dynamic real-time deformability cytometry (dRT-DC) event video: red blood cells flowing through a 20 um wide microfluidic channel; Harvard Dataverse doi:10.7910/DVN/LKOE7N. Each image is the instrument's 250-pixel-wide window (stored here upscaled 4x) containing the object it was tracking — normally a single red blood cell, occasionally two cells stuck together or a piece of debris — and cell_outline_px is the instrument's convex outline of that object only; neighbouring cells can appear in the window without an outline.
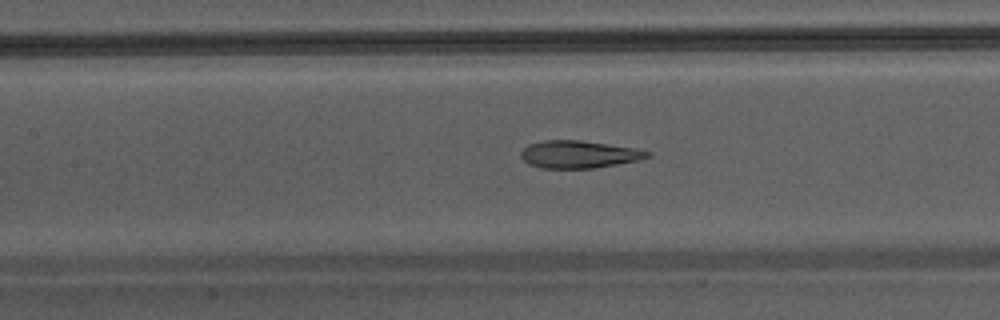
{"species": "Egyptian fruit bat (a non-hibernating species)", "species_latin": "Rousettus aegyptiacus", "temperature_condition": "warm", "stored_images_in_passage": 35, "camera_frame_rate_fps": 3000, "um_per_image_px": 0.085, "animal": {"sex": "male"}, "frame": {"image": 1, "passage_image": 11, "time_ms": 3.333, "image_size_px": [1000, 320], "cell_outline_px": [[652, 156], [640, 160], [592, 168], [540, 168], [528, 164], [520, 156], [520, 152], [528, 144], [544, 140], [580, 140], [608, 144], [632, 148], [652, 152]], "centroid_in_image_um": [49.18, 13.12], "position_along_channel_um": 158.2, "area_um2": 20.23}}
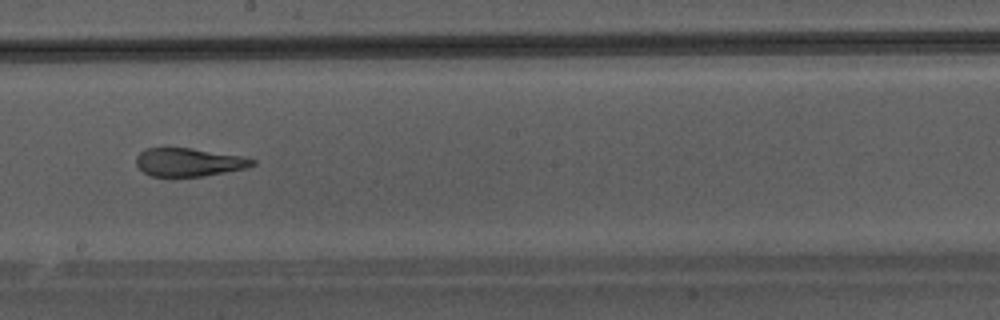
{"frame": {"image": 2, "passage_image": 16, "time_ms": 5.0, "image_size_px": [1000, 320], "cell_outline_px": [[256, 164], [244, 168], [204, 176], [152, 176], [144, 172], [136, 164], [136, 156], [144, 148], [192, 148], [240, 156], [256, 160]], "centroid_in_image_um": [16.02, 13.78], "position_along_channel_um": 232.2, "area_um2": 18.9}}
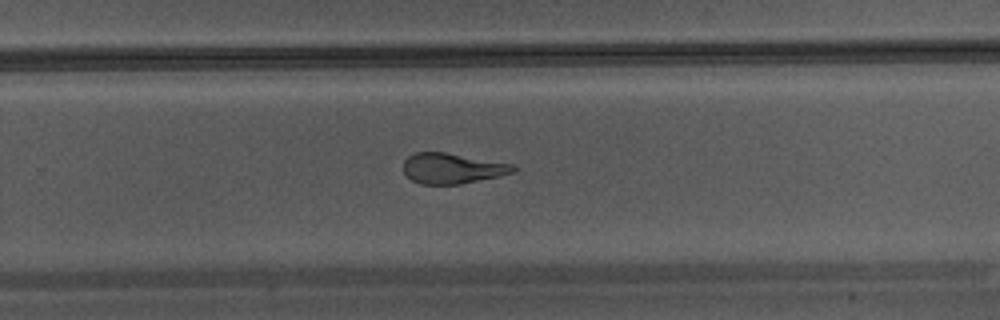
{"frame": {"image": 3, "passage_image": 20, "time_ms": 6.333, "image_size_px": [1000, 320], "cell_outline_px": [[516, 172], [500, 176], [460, 184], [420, 184], [412, 180], [404, 172], [404, 160], [408, 156], [416, 152], [444, 152], [512, 164], [516, 168]], "centroid_in_image_um": [38.44, 14.31], "position_along_channel_um": 291.4, "area_um2": 19.36}}